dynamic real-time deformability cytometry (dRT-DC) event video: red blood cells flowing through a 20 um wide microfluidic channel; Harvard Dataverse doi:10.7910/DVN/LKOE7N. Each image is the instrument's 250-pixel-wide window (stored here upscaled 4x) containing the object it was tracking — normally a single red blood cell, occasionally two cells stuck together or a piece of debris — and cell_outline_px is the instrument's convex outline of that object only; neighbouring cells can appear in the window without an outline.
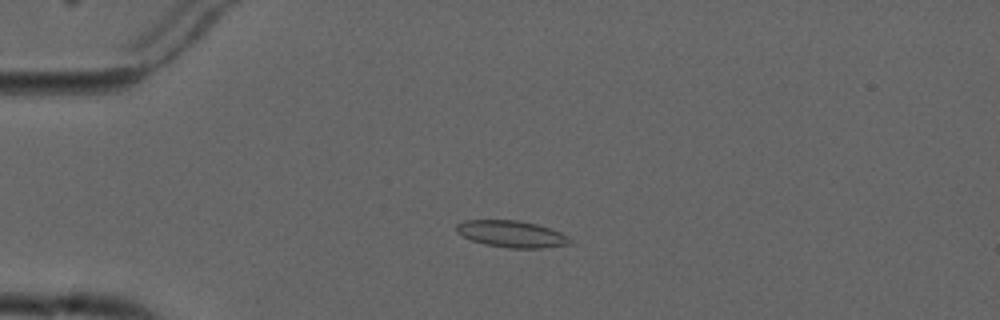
{"species": "common noctule bat (a hibernating species)", "species_latin": "Nyctalus noctula", "temperature_condition": "cold", "stored_images_in_passage": 4, "camera_frame_rate_fps": 3000, "um_per_image_px": 0.085, "animal": {"sex": "male", "forearm_length_mm": 52.5}, "frame": {"image": 1, "passage_image": 4, "time_ms": 3.333, "image_size_px": [1000, 320], "cell_outline_px": [[572, 240], [568, 244], [544, 248], [508, 248], [484, 244], [472, 240], [456, 232], [456, 224], [464, 220], [516, 220], [536, 224], [560, 232], [568, 236]], "centroid_in_image_um": [43.47, 19.89], "position_along_channel_um": 41.5, "area_um2": 17.57}}